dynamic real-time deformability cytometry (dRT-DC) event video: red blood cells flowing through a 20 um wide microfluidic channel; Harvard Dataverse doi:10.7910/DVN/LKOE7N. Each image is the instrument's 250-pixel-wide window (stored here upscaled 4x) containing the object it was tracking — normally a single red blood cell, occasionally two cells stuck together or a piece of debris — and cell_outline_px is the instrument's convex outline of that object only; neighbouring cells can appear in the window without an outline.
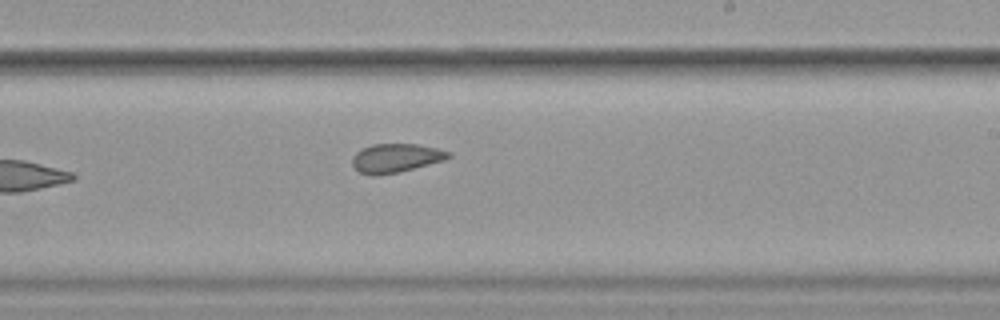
{"species": "common noctule bat (a hibernating species)", "species_latin": "Nyctalus noctula", "temperature_condition": "cold", "stored_images_in_passage": 6, "camera_frame_rate_fps": 3000, "um_per_image_px": 0.085, "animal": {"sex": "female", "body_mass_g": 19.9}, "frame": {"image": 1, "passage_image": 6, "time_ms": 6.0, "image_size_px": [1000, 320], "cell_outline_px": [[452, 156], [444, 160], [400, 172], [380, 176], [372, 176], [360, 172], [352, 164], [352, 156], [360, 148], [372, 144], [416, 144], [436, 148], [452, 152]], "centroid_in_image_um": [33.63, 13.44], "position_along_channel_um": 255.4, "area_um2": 16.36}}